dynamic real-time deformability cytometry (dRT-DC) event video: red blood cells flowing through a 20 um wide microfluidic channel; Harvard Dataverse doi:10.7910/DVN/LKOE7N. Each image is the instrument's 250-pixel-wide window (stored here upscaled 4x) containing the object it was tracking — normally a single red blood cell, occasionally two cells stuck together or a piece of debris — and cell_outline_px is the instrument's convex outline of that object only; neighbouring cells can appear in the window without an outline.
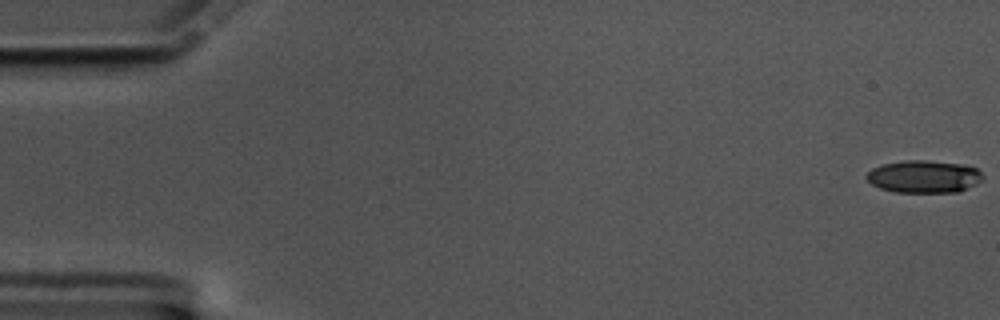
{"species": "common noctule bat (a hibernating species)", "species_latin": "Nyctalus noctula", "temperature_condition": "cold", "stored_images_in_passage": 17, "camera_frame_rate_fps": 3000, "um_per_image_px": 0.085, "animal": {"sex": "male", "body_mass_g": 17.5, "forearm_length_mm": 52.3}, "frame": {"image": 1, "passage_image": 1, "time_ms": 0.0, "image_size_px": [1000, 320], "cell_outline_px": [[984, 180], [968, 188], [956, 192], [896, 192], [880, 188], [872, 184], [864, 176], [872, 168], [884, 164], [904, 160], [924, 160], [960, 164], [976, 168], [984, 176]], "centroid_in_image_um": [78.54, 15.01], "position_along_channel_um": 6.5, "area_um2": 21.96}}